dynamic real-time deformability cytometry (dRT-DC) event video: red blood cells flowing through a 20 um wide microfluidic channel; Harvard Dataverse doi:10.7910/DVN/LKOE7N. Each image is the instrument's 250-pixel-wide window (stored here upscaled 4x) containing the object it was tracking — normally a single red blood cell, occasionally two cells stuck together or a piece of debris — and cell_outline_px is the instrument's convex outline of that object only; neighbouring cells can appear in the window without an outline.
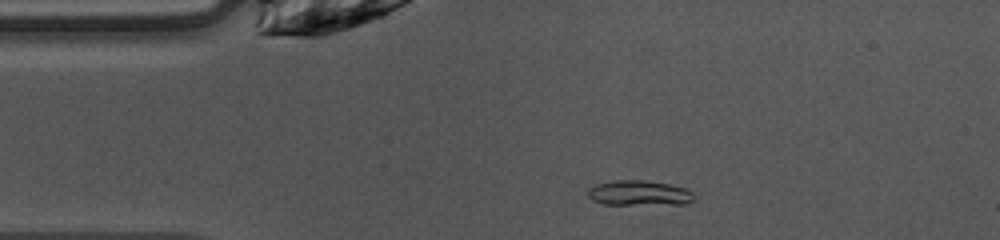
{"species": "common noctule bat (a hibernating species)", "species_latin": "Nyctalus noctula", "temperature_condition": "warm", "stored_images_in_passage": 46, "camera_frame_rate_fps": 3000, "um_per_image_px": 0.085, "animal": {"sex": "female", "body_mass_g": 10.0, "forearm_length_mm": 53.1}, "frame": {"image": 1, "passage_image": 7, "time_ms": 2.0, "image_size_px": [1000, 240], "cell_outline_px": [[692, 200], [684, 204], [604, 204], [592, 200], [588, 196], [588, 188], [596, 184], [616, 180], [644, 180], [668, 184], [684, 188], [692, 192]], "centroid_in_image_um": [54.28, 16.41], "position_along_channel_um": 30.7, "area_um2": 15.32}}
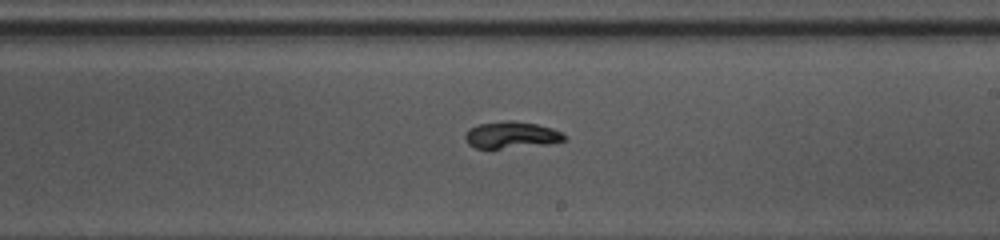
{"frame": {"image": 2, "passage_image": 25, "time_ms": 8.0, "image_size_px": [1000, 240], "cell_outline_px": [[568, 140], [548, 144], [488, 152], [476, 148], [468, 144], [464, 140], [464, 136], [468, 128], [476, 124], [504, 120], [512, 120], [536, 124], [552, 128], [568, 136]], "centroid_in_image_um": [43.41, 11.52], "position_along_channel_um": 245.6, "area_um2": 16.53}}
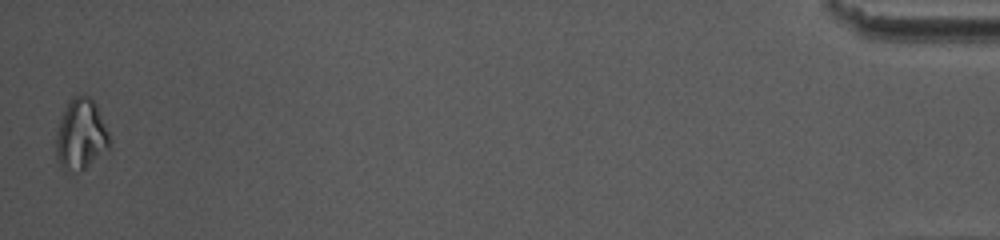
{"frame": {"image": 3, "passage_image": 46, "time_ms": 15.0, "image_size_px": [1000, 240], "cell_outline_px": [[112, 140], [108, 148], [84, 168], [68, 176], [60, 164], [56, 156], [56, 132], [60, 120], [68, 100], [72, 96], [88, 96], [96, 104]], "centroid_in_image_um": [6.86, 11.45], "position_along_channel_um": 428.3, "area_um2": 22.08}}